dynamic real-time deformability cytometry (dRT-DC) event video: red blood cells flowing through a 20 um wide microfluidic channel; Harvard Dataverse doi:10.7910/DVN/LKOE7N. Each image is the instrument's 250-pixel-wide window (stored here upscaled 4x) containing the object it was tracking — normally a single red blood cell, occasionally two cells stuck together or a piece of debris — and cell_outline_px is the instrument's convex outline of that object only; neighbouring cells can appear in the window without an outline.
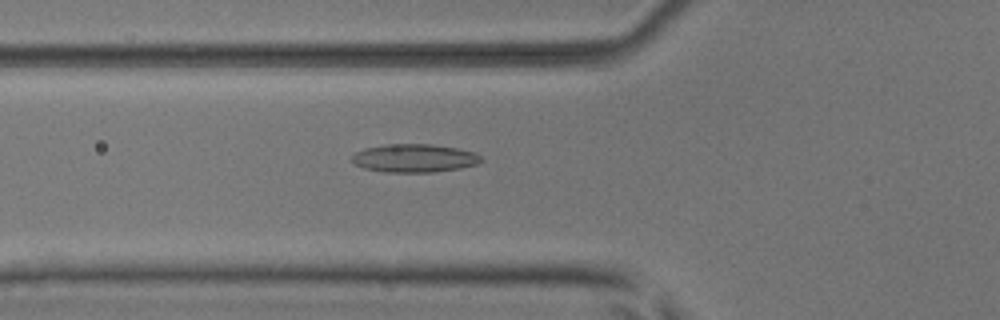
{"species": "common noctule bat (a hibernating species)", "species_latin": "Nyctalus noctula", "temperature_condition": "room temperature", "stored_images_in_passage": 52, "camera_frame_rate_fps": 3000, "um_per_image_px": 0.085, "animal": {"sex": "male", "body_mass_g": 17.9, "forearm_length_mm": 54.2}, "frame": {"image": 1, "passage_image": 19, "time_ms": 6.0, "image_size_px": [1000, 320], "cell_outline_px": [[484, 160], [476, 164], [460, 168], [436, 172], [384, 172], [364, 168], [356, 164], [352, 160], [352, 156], [356, 152], [364, 148], [388, 144], [432, 144], [456, 148], [476, 152]], "centroid_in_image_um": [35.24, 13.44], "position_along_channel_um": 90.6, "area_um2": 21.27}}
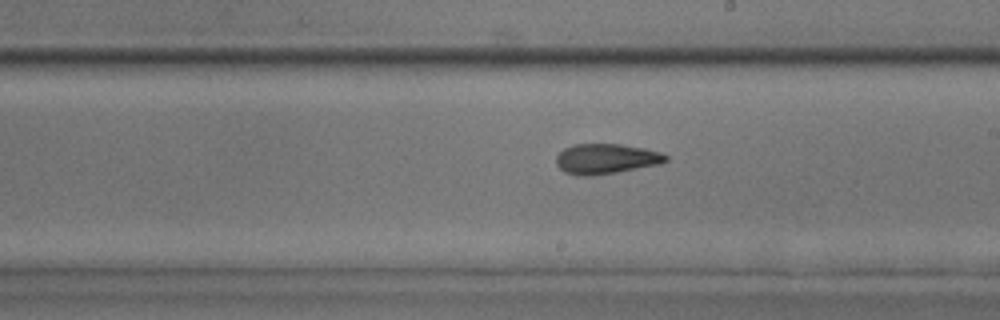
{"frame": {"image": 2, "passage_image": 30, "time_ms": 9.667, "image_size_px": [1000, 320], "cell_outline_px": [[668, 160], [660, 164], [616, 172], [592, 176], [576, 176], [564, 172], [556, 164], [556, 156], [564, 148], [572, 144], [620, 144], [644, 148], [660, 152], [668, 156]], "centroid_in_image_um": [51.49, 13.5], "position_along_channel_um": 237.5, "area_um2": 19.36}}
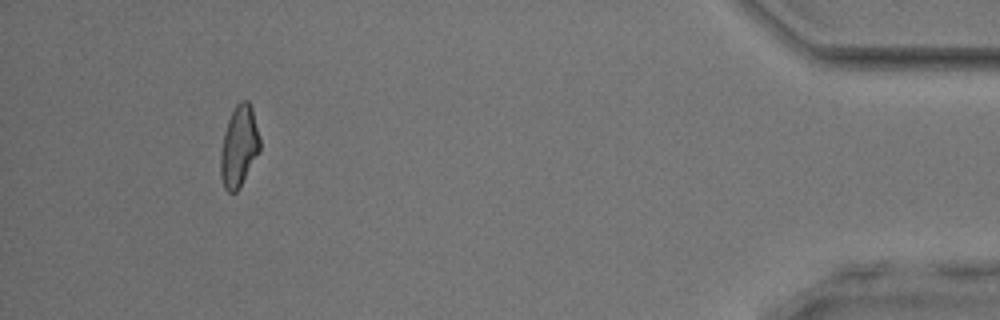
{"frame": {"image": 3, "passage_image": 48, "time_ms": 15.667, "image_size_px": [1000, 320], "cell_outline_px": [[260, 152], [240, 188], [236, 192], [228, 192], [224, 188], [220, 176], [220, 152], [224, 132], [228, 120], [236, 104], [240, 100], [248, 100], [252, 108], [260, 136]], "centroid_in_image_um": [20.32, 12.46], "position_along_channel_um": 414.9, "area_um2": 18.9}, "authors_computed_cell_mechanics": {"area_um2": 19.5653, "velocity_mm_per_s": 4.0161, "shape_relaxation_time_tau1_ms": null, "shape_relaxation_time_tau2_ms": 3.0487, "deformation_change_tau1": null, "deformation_change_tau2": 0.1151}}